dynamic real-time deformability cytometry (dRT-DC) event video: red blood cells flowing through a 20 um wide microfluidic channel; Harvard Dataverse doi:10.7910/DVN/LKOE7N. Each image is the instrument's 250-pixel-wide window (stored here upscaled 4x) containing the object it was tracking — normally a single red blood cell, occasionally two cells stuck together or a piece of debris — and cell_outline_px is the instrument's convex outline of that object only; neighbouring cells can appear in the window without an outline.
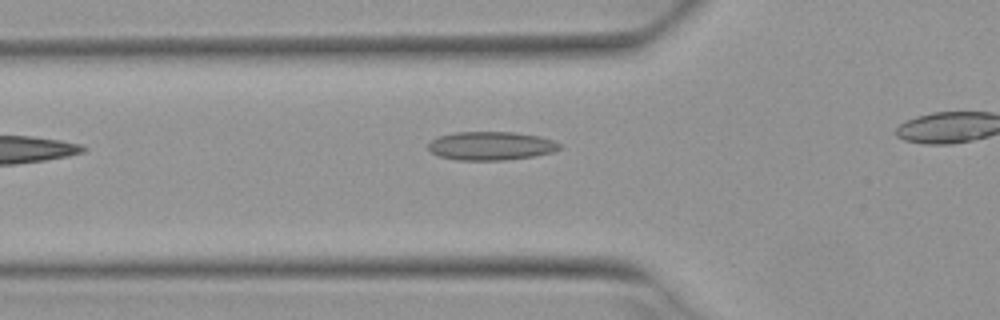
{"species": "Egyptian fruit bat (a non-hibernating species)", "species_latin": "Rousettus aegyptiacus", "temperature_condition": "warm", "stored_images_in_passage": 5, "segment_of_instrument_passage": [1, 2], "camera_frame_rate_fps": 3000, "um_per_image_px": 0.085, "animal": {"sex": "female"}, "frame": {"image": 1, "passage_image": 4, "time_ms": 1.0, "image_size_px": [1000, 320], "cell_outline_px": [[564, 144], [560, 148], [552, 152], [536, 156], [504, 160], [456, 160], [440, 156], [432, 152], [428, 148], [428, 144], [436, 136], [456, 132], [516, 132], [540, 136]], "centroid_in_image_um": [41.76, 12.39], "position_along_channel_um": 84.0, "area_um2": 22.02}}